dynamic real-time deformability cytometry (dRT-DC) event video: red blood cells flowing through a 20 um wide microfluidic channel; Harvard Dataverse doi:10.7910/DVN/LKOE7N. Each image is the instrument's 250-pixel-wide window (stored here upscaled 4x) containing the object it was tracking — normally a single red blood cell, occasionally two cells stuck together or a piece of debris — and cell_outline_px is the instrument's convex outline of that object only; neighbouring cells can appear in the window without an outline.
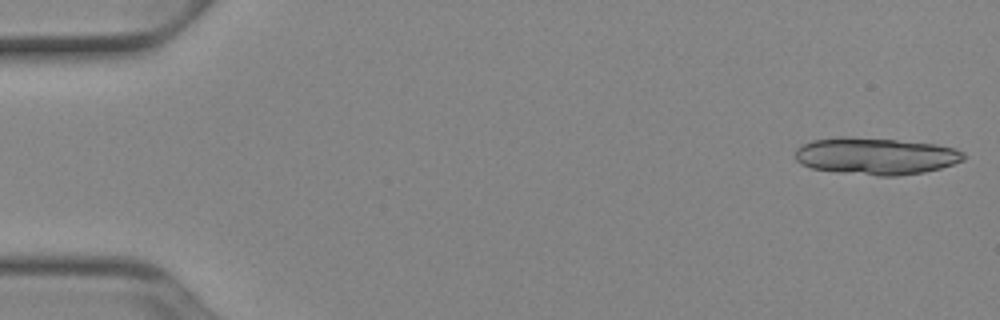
{"species": "Egyptian fruit bat (a non-hibernating species)", "species_latin": "Rousettus aegyptiacus", "temperature_condition": "cold", "stored_images_in_passage": 15, "camera_frame_rate_fps": 3000, "um_per_image_px": 0.085, "animal": {"sex": "female"}, "frame": {"image": 1, "passage_image": 1, "time_ms": 0.0, "image_size_px": [1000, 320], "cell_outline_px": [[964, 160], [940, 168], [924, 172], [896, 176], [876, 176], [836, 172], [812, 168], [800, 164], [796, 160], [796, 148], [812, 140], [840, 136], [848, 136], [896, 140], [936, 144], [956, 148], [964, 152]], "centroid_in_image_um": [74.43, 13.26], "position_along_channel_um": 10.6, "area_um2": 36.47}}